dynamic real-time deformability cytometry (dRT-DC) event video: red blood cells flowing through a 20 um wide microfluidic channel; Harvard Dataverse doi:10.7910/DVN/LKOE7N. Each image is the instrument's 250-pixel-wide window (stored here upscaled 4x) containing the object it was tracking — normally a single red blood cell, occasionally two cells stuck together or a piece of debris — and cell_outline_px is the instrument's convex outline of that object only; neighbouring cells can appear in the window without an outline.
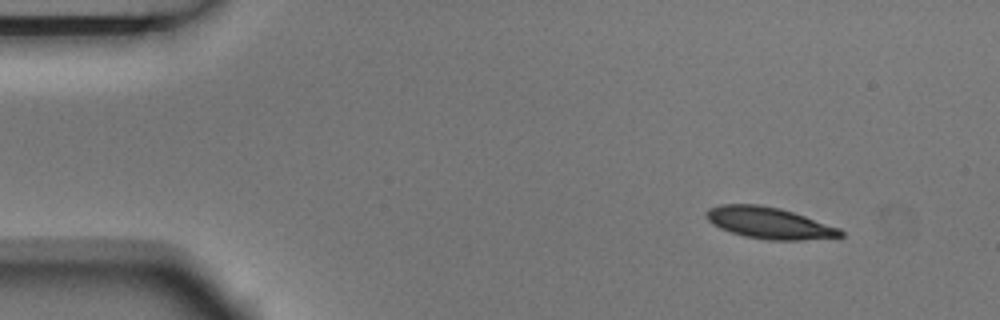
{"species": "Egyptian fruit bat (a non-hibernating species)", "species_latin": "Rousettus aegyptiacus", "temperature_condition": "room temperature", "stored_images_in_passage": 4, "camera_frame_rate_fps": 3000, "um_per_image_px": 0.085, "animal": {"sex": "male"}, "frame": {"image": 1, "passage_image": 1, "time_ms": 0.0, "image_size_px": [1000, 320], "cell_outline_px": [[844, 236], [800, 240], [768, 240], [744, 236], [720, 228], [712, 224], [704, 216], [704, 212], [708, 208], [720, 204], [760, 204], [780, 208], [840, 228], [844, 232]], "centroid_in_image_um": [65.33, 18.94], "position_along_channel_um": 19.7, "area_um2": 24.62}}
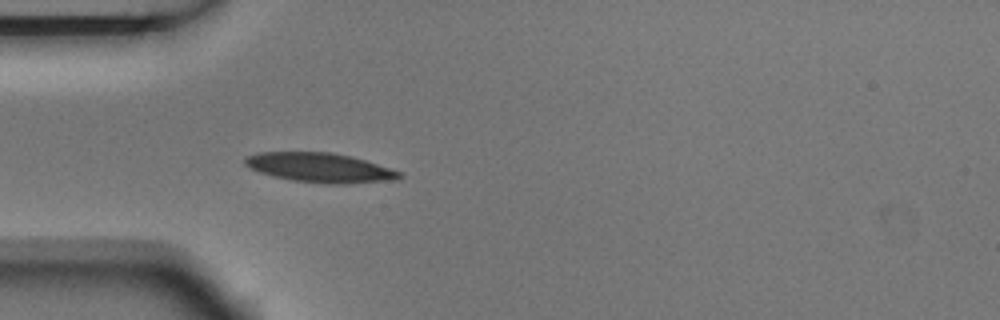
{"frame": {"image": 2, "passage_image": 4, "time_ms": 1.0, "image_size_px": [1000, 320], "cell_outline_px": [[404, 176], [400, 180], [348, 184], [328, 184], [292, 180], [272, 176], [260, 172], [244, 164], [244, 156], [256, 152], [332, 152], [364, 160], [400, 172]], "centroid_in_image_um": [27.19, 14.26], "position_along_channel_um": 57.8, "area_um2": 26.59}}